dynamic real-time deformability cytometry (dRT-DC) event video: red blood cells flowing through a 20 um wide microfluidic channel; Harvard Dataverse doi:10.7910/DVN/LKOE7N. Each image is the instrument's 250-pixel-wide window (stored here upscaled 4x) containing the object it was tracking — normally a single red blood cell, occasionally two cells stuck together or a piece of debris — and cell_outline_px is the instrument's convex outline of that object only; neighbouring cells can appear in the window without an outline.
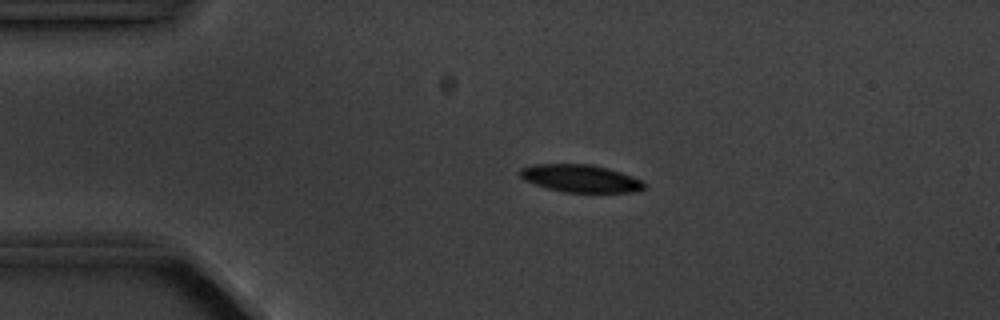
{"species": "common noctule bat (a hibernating species)", "species_latin": "Nyctalus noctula", "temperature_condition": "cold", "stored_images_in_passage": 6, "camera_frame_rate_fps": 3000, "um_per_image_px": 0.085, "animal": {"sex": "male", "body_mass_g": 20.1, "forearm_length_mm": 53.5}, "frame": {"image": 1, "passage_image": 4, "time_ms": 3.333, "image_size_px": [1000, 320], "cell_outline_px": [[648, 188], [636, 192], [564, 192], [548, 188], [524, 180], [520, 176], [520, 168], [532, 164], [592, 164], [608, 168], [632, 176], [640, 180]], "centroid_in_image_um": [49.35, 15.16], "position_along_channel_um": 35.6, "area_um2": 19.94}}